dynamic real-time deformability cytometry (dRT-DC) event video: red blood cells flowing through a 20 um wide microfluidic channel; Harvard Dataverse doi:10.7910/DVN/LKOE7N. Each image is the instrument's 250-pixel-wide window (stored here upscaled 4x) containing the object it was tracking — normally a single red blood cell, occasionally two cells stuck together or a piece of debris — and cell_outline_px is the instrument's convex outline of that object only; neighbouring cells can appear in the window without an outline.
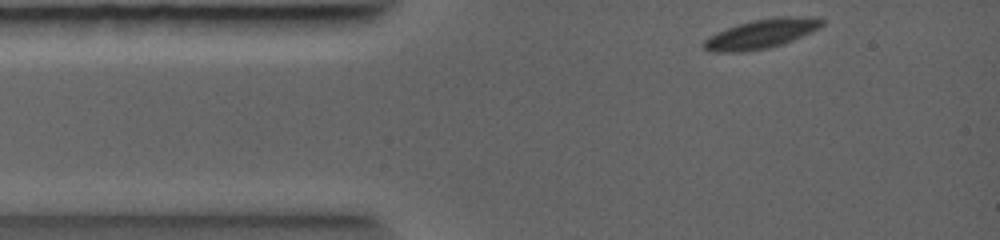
{"species": "common noctule bat (a hibernating species)", "species_latin": "Nyctalus noctula", "temperature_condition": "warm", "stored_images_in_passage": 25, "camera_frame_rate_fps": 5000, "um_per_image_px": 0.085, "animal": {"sex": "female", "body_mass_g": 19.0, "forearm_length_mm": 56.7}, "frame": {"image": 1, "passage_image": 1, "time_ms": 0.0, "image_size_px": [1000, 240], "cell_outline_px": [[824, 24], [820, 28], [812, 32], [792, 40], [768, 48], [744, 52], [712, 52], [704, 48], [700, 44], [708, 36], [716, 32], [736, 24], [752, 20], [776, 16], [820, 16], [824, 20]], "centroid_in_image_um": [64.72, 2.85], "position_along_channel_um": 20.3, "area_um2": 20.63}}
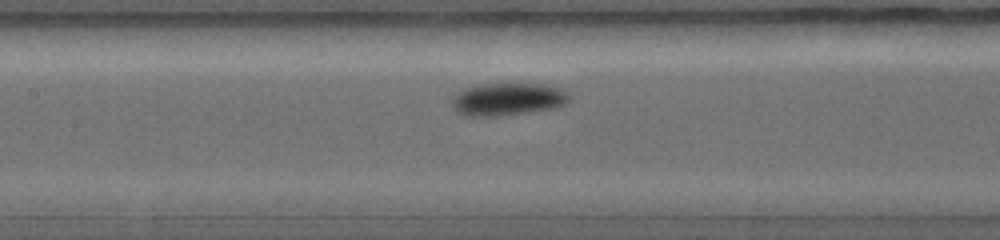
{"frame": {"image": 2, "passage_image": 13, "time_ms": 3.0, "image_size_px": [1000, 240], "cell_outline_px": [[572, 96], [564, 104], [556, 108], [524, 112], [460, 112], [452, 104], [452, 96], [460, 88], [476, 84], [544, 84], [564, 88]], "centroid_in_image_um": [43.28, 8.32], "position_along_channel_um": 164.1, "area_um2": 21.1}}
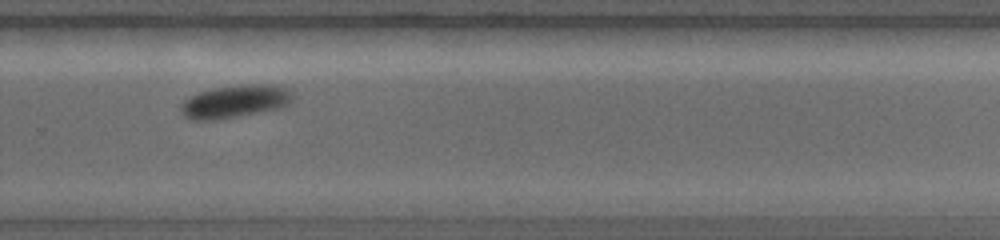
{"frame": {"image": 3, "passage_image": 21, "time_ms": 5.4, "image_size_px": [1000, 240], "cell_outline_px": [[292, 100], [284, 108], [236, 116], [204, 120], [200, 120], [184, 116], [180, 112], [180, 104], [188, 96], [200, 92], [216, 88], [256, 84], [260, 84], [288, 88], [292, 92]], "centroid_in_image_um": [19.98, 8.62], "position_along_channel_um": 309.8, "area_um2": 20.92}}